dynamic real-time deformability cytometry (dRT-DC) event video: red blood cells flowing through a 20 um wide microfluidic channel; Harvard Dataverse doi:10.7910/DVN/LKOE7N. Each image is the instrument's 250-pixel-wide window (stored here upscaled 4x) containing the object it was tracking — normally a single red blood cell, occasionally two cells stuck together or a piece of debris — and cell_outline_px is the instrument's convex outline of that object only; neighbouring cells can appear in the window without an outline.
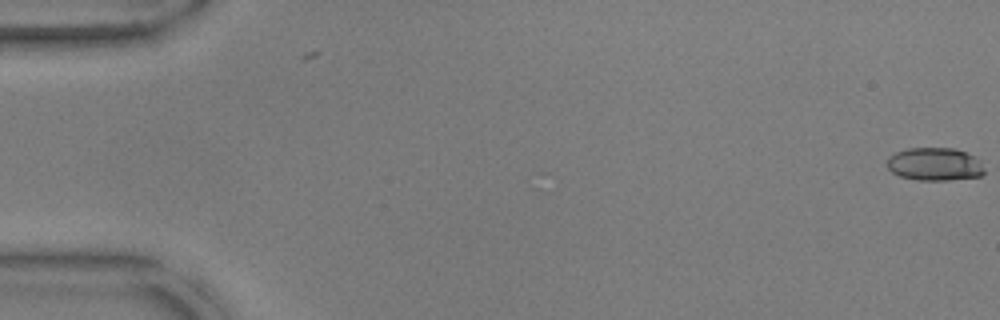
{"species": "common noctule bat (a hibernating species)", "species_latin": "Nyctalus noctula", "temperature_condition": "warm", "stored_images_in_passage": 2, "camera_frame_rate_fps": 3000, "um_per_image_px": 0.085, "animal": {"sex": "male", "body_mass_g": 17.9, "forearm_length_mm": 54.2}, "frame": {"image": 1, "passage_image": 2, "time_ms": 0.333, "image_size_px": [1000, 320], "cell_outline_px": [[984, 172], [980, 176], [948, 180], [916, 180], [900, 176], [892, 172], [888, 168], [888, 156], [896, 152], [908, 148], [956, 148], [980, 160], [984, 168]], "centroid_in_image_um": [79.44, 13.95], "position_along_channel_um": 5.6, "area_um2": 18.67}}